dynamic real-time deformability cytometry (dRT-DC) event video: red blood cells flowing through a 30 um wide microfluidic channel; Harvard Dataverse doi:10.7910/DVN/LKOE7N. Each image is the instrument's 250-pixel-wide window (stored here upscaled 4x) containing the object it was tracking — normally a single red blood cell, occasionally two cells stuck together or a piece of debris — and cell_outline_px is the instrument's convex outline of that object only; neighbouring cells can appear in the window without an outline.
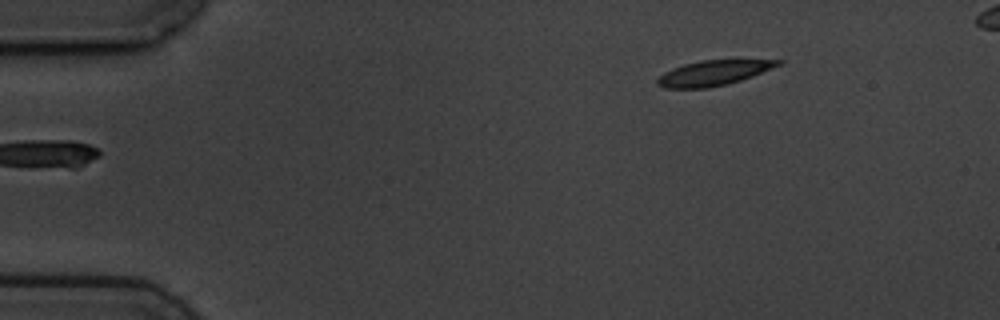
{"species": "common noctule bat (a hibernating species)", "species_latin": "Nyctalus noctula", "temperature_condition": "cold", "stored_images_in_passage": 7, "camera_frame_rate_fps": 3000, "um_per_image_px": 0.085, "animal": {"sex": "male", "body_mass_g": 19.5, "forearm_length_mm": 54.6}, "frame": {"image": 1, "passage_image": 1, "time_ms": 0.0, "image_size_px": [1000, 320], "cell_outline_px": [[784, 64], [752, 76], [728, 84], [708, 88], [664, 88], [656, 84], [656, 80], [664, 72], [672, 68], [684, 64], [700, 60], [784, 60]], "centroid_in_image_um": [60.64, 6.2], "position_along_channel_um": 24.4, "area_um2": 17.69}}
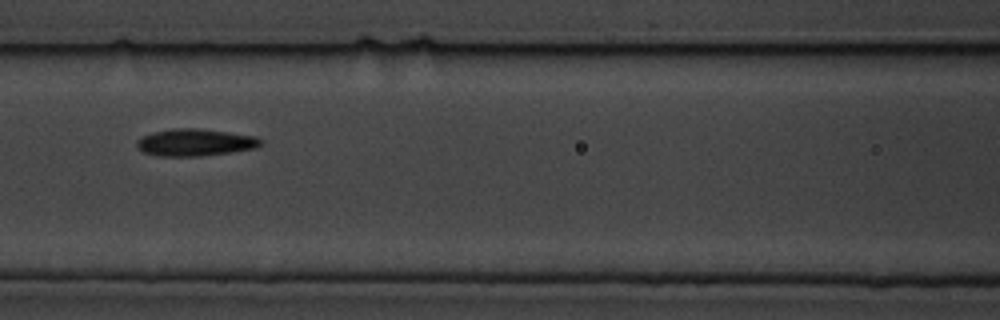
{"frame": {"image": 2, "passage_image": 5, "time_ms": 5.667, "image_size_px": [1000, 320], "cell_outline_px": [[264, 144], [256, 148], [232, 152], [200, 156], [160, 156], [144, 152], [136, 144], [136, 140], [152, 132], [172, 128], [196, 128], [228, 132], [256, 136], [264, 140]], "centroid_in_image_um": [16.64, 12.1], "position_along_channel_um": 150.0, "area_um2": 19.65}}
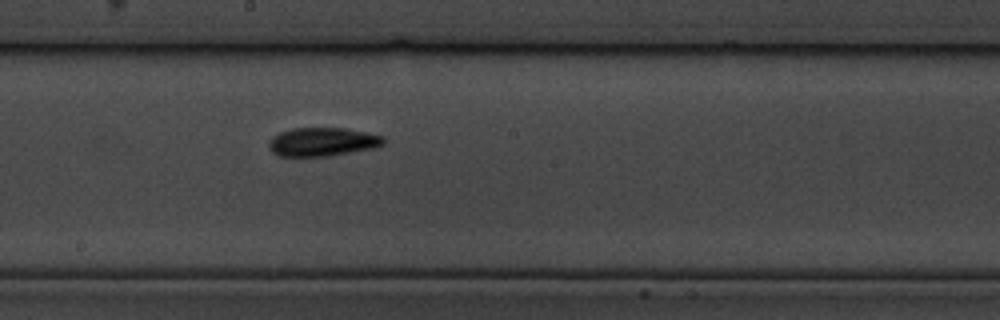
{"frame": {"image": 3, "passage_image": 7, "time_ms": 7.667, "image_size_px": [1000, 320], "cell_outline_px": [[384, 144], [372, 148], [328, 156], [276, 156], [268, 148], [268, 140], [272, 136], [280, 132], [292, 128], [344, 128], [368, 132], [384, 136]], "centroid_in_image_um": [27.36, 12.05], "position_along_channel_um": 220.8, "area_um2": 19.25}}